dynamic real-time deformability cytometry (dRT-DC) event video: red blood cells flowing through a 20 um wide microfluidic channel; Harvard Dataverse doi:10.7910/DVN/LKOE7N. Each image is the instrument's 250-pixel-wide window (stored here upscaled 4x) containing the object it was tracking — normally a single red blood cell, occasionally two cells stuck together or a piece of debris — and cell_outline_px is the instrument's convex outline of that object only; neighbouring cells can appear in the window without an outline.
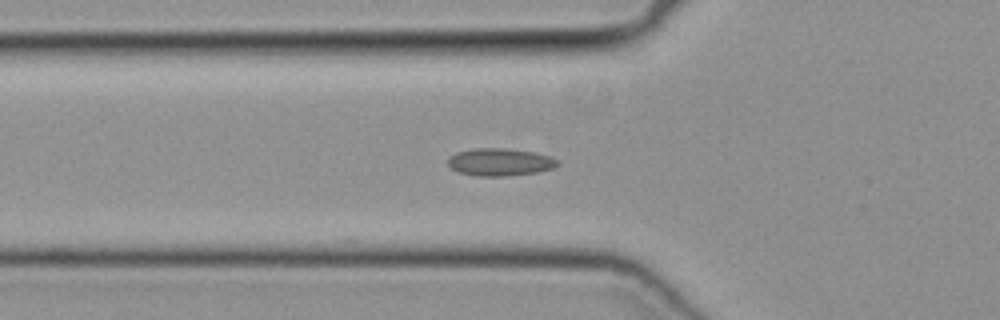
{"species": "common noctule bat (a hibernating species)", "species_latin": "Nyctalus noctula", "temperature_condition": "cold", "stored_images_in_passage": 35, "camera_frame_rate_fps": 3000, "um_per_image_px": 0.085, "animal": {"sex": "female", "body_mass_g": 19.3, "forearm_length_mm": 54.1}, "frame": {"image": 1, "passage_image": 2, "time_ms": 0.333, "image_size_px": [1000, 320], "cell_outline_px": [[560, 164], [552, 168], [536, 172], [504, 176], [476, 176], [456, 172], [448, 164], [448, 156], [456, 152], [472, 148], [504, 148], [532, 152], [548, 156], [556, 160]], "centroid_in_image_um": [42.42, 13.77], "position_along_channel_um": 83.4, "area_um2": 17.51}}
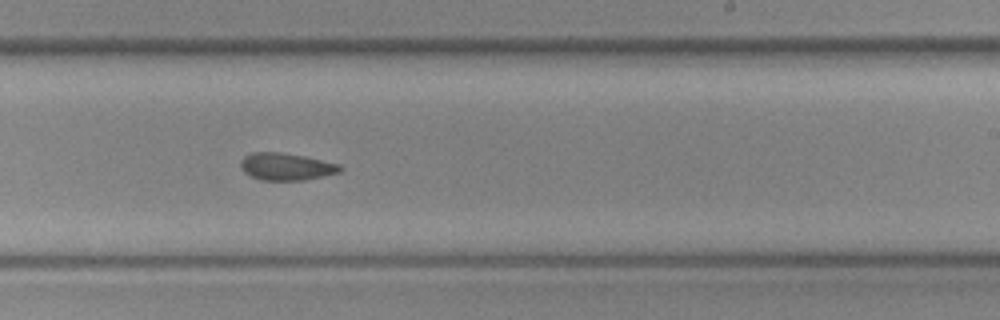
{"frame": {"image": 2, "passage_image": 15, "time_ms": 4.667, "image_size_px": [1000, 320], "cell_outline_px": [[344, 168], [340, 172], [324, 176], [304, 180], [260, 180], [244, 172], [240, 168], [240, 160], [244, 156], [252, 152], [280, 152], [304, 156], [340, 164]], "centroid_in_image_um": [24.33, 14.16], "position_along_channel_um": 264.7, "area_um2": 15.9}}
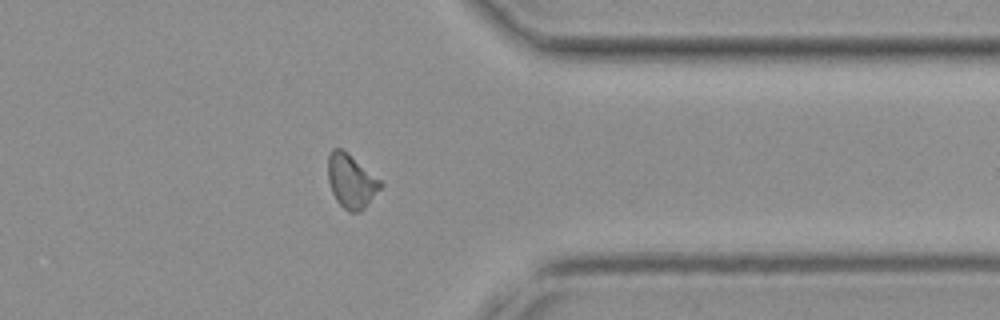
{"frame": {"image": 3, "passage_image": 24, "time_ms": 7.667, "image_size_px": [1000, 320], "cell_outline_px": [[384, 184], [364, 208], [360, 212], [348, 212], [336, 200], [332, 192], [328, 180], [328, 156], [332, 148], [340, 148], [348, 152], [380, 180]], "centroid_in_image_um": [29.84, 15.38], "position_along_channel_um": 381.6, "area_um2": 16.42}}